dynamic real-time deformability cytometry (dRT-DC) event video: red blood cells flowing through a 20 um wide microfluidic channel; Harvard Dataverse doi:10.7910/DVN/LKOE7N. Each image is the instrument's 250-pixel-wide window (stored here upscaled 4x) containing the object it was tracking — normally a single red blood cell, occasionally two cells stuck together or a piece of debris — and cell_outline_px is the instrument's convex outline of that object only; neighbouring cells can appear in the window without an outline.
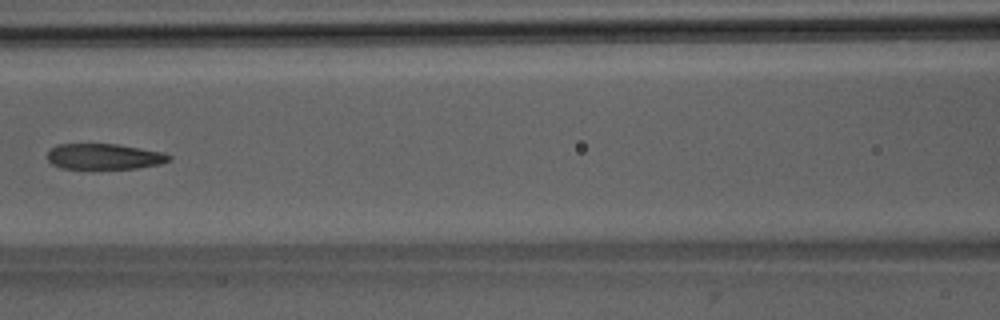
{"species": "Egyptian fruit bat (a non-hibernating species)", "species_latin": "Rousettus aegyptiacus", "temperature_condition": "room temperature", "stored_images_in_passage": 8, "camera_frame_rate_fps": 3000, "um_per_image_px": 0.085, "animal": {"sex": "male"}, "frame": {"image": 1, "passage_image": 6, "time_ms": 6.0, "image_size_px": [1000, 320], "cell_outline_px": [[172, 160], [160, 164], [136, 168], [60, 168], [52, 164], [48, 160], [48, 152], [56, 144], [116, 144], [164, 152], [172, 156]], "centroid_in_image_um": [8.88, 13.3], "position_along_channel_um": 157.7, "area_um2": 18.15}}